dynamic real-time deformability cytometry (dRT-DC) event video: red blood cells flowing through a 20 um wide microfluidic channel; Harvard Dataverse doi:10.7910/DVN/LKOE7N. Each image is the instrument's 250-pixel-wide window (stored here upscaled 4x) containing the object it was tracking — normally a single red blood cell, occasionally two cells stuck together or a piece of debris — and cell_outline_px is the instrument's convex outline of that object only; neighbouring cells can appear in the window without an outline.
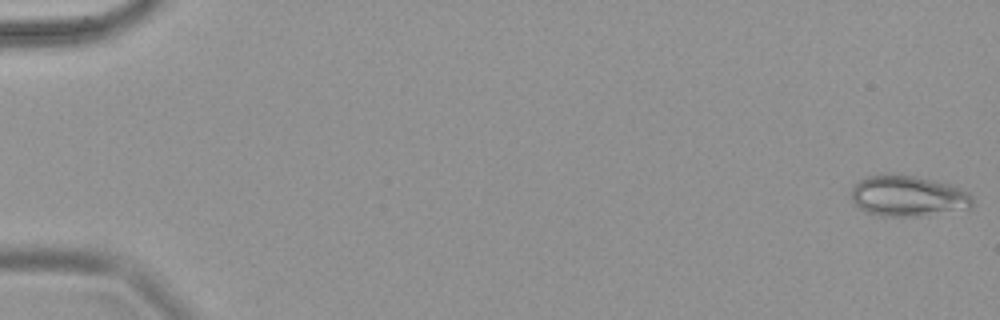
{"species": "common noctule bat (a hibernating species)", "species_latin": "Nyctalus noctula", "temperature_condition": "warm", "stored_images_in_passage": 70, "camera_frame_rate_fps": 3000, "um_per_image_px": 0.085, "animal": {"sex": "female", "body_mass_g": 18.4}, "frame": {"image": 1, "passage_image": 1, "time_ms": 0.0, "image_size_px": [1000, 320], "cell_outline_px": [[972, 208], [920, 216], [880, 216], [864, 212], [852, 200], [852, 188], [860, 180], [868, 176], [880, 172], [912, 176], [948, 184], [960, 188], [968, 192], [972, 196]], "centroid_in_image_um": [77.15, 16.66], "position_along_channel_um": 7.8, "area_um2": 28.9}}
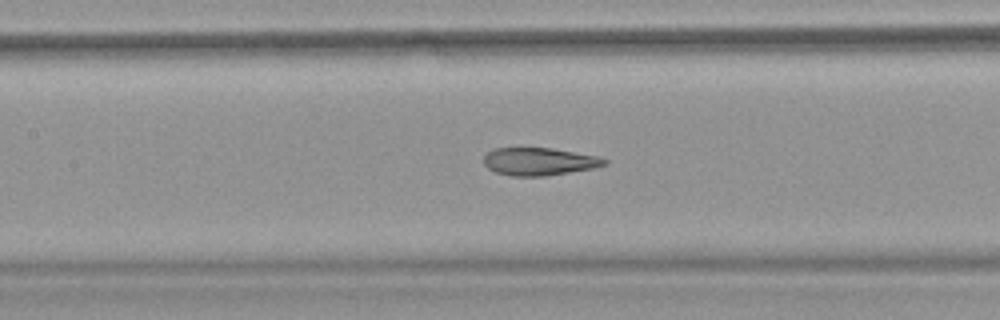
{"frame": {"image": 2, "passage_image": 34, "time_ms": 11.0, "image_size_px": [1000, 320], "cell_outline_px": [[608, 164], [596, 168], [544, 176], [512, 176], [496, 172], [488, 168], [484, 164], [484, 156], [488, 152], [496, 148], [552, 148], [600, 156], [608, 160]], "centroid_in_image_um": [45.89, 13.73], "position_along_channel_um": 161.5, "area_um2": 19.59}}
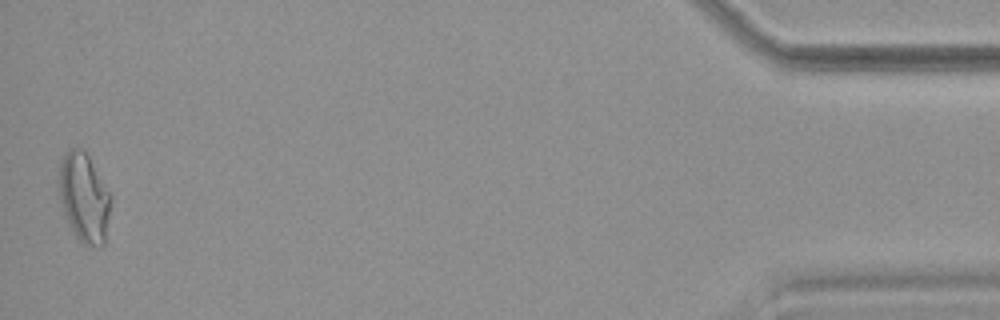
{"frame": {"image": 3, "passage_image": 69, "time_ms": 22.667, "image_size_px": [1000, 320], "cell_outline_px": [[112, 196], [104, 244], [100, 248], [96, 248], [84, 244], [76, 236], [64, 216], [60, 200], [60, 160], [64, 152], [68, 148], [84, 148]], "centroid_in_image_um": [7.15, 16.79], "position_along_channel_um": 428.0, "area_um2": 27.05}}